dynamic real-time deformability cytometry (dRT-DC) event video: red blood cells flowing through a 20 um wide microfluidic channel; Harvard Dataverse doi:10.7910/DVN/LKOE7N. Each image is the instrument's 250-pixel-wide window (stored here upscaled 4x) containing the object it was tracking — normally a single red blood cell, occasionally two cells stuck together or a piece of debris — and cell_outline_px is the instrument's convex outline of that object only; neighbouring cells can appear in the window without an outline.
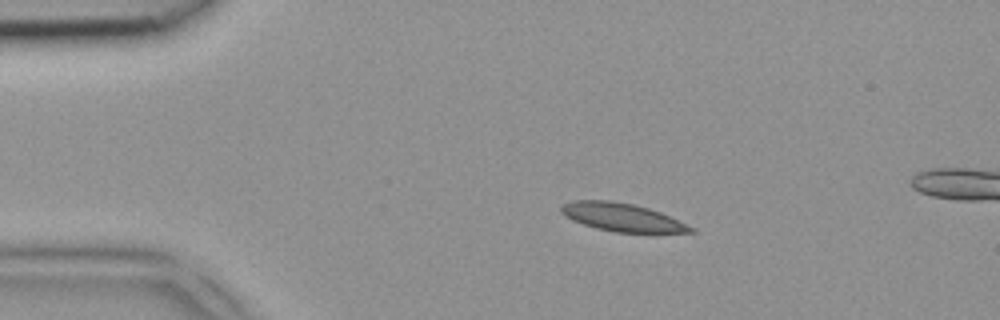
{"species": "common noctule bat (a hibernating species)", "species_latin": "Nyctalus noctula", "temperature_condition": "room temperature", "stored_images_in_passage": 3, "camera_frame_rate_fps": 3000, "um_per_image_px": 0.085, "animal": {"sex": "female", "body_mass_g": 18.4}, "frame": {"image": 1, "passage_image": 1, "time_ms": 0.0, "image_size_px": [1000, 320], "cell_outline_px": [[696, 232], [616, 232], [596, 228], [572, 220], [564, 216], [560, 212], [560, 208], [564, 204], [572, 200], [612, 200], [632, 204], [648, 208], [660, 212], [696, 228]], "centroid_in_image_um": [52.85, 18.46], "position_along_channel_um": 32.1, "area_um2": 21.1}}